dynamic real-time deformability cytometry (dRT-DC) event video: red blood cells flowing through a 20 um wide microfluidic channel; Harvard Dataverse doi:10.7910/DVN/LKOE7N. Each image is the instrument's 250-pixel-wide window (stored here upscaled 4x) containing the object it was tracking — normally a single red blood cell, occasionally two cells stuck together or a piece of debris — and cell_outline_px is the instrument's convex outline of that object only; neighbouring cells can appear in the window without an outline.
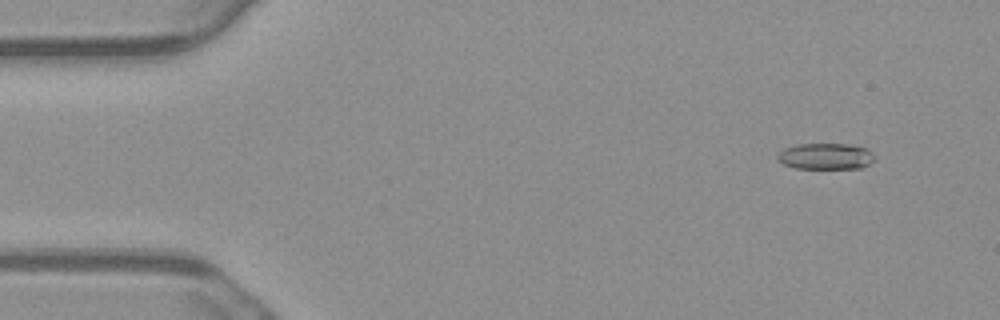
{"species": "common noctule bat (a hibernating species)", "species_latin": "Nyctalus noctula", "temperature_condition": "warm", "stored_images_in_passage": 55, "camera_frame_rate_fps": 3000, "um_per_image_px": 0.085, "animal": {"sex": "male", "body_mass_g": 23.1, "forearm_length_mm": 52.7}, "frame": {"image": 1, "passage_image": 5, "time_ms": 1.333, "image_size_px": [1000, 320], "cell_outline_px": [[876, 160], [864, 168], [796, 168], [784, 164], [776, 160], [776, 156], [784, 148], [796, 144], [848, 144], [868, 148], [876, 156]], "centroid_in_image_um": [70.23, 13.28], "position_along_channel_um": 14.8, "area_um2": 15.09}}
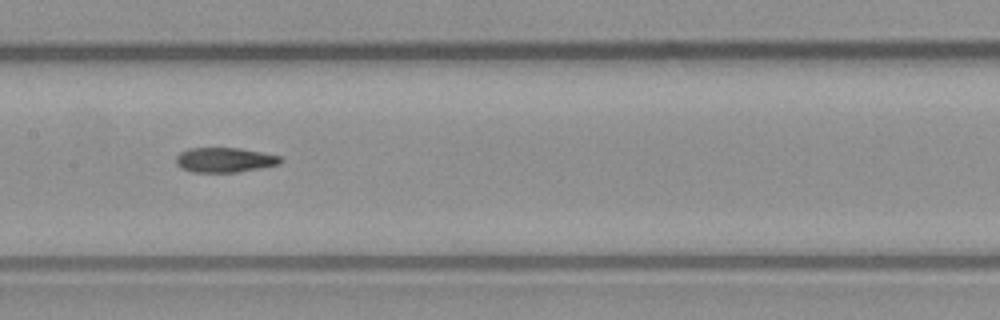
{"frame": {"image": 2, "passage_image": 27, "time_ms": 8.667, "image_size_px": [1000, 320], "cell_outline_px": [[284, 160], [280, 164], [236, 172], [192, 172], [180, 168], [176, 164], [176, 156], [180, 152], [188, 148], [240, 148], [264, 152], [280, 156]], "centroid_in_image_um": [19.09, 13.59], "position_along_channel_um": 188.3, "area_um2": 15.2}}
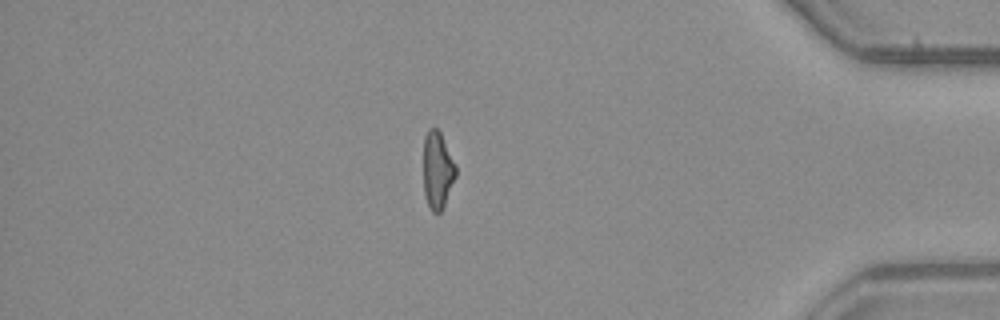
{"frame": {"image": 3, "passage_image": 47, "time_ms": 15.333, "image_size_px": [1000, 320], "cell_outline_px": [[456, 176], [444, 208], [440, 212], [432, 212], [424, 196], [424, 136], [428, 128], [436, 128], [440, 132], [456, 164]], "centroid_in_image_um": [37.19, 14.48], "position_along_channel_um": 398.0, "area_um2": 14.68}, "authors_computed_cell_mechanics": {"area_um2": 15.4904, "velocity_mm_per_s": 3.7603, "shape_relaxation_time_tau1_ms": null, "shape_relaxation_time_tau2_ms": 5.1723, "deformation_change_tau1": null, "deformation_change_tau2": 0.1483}}